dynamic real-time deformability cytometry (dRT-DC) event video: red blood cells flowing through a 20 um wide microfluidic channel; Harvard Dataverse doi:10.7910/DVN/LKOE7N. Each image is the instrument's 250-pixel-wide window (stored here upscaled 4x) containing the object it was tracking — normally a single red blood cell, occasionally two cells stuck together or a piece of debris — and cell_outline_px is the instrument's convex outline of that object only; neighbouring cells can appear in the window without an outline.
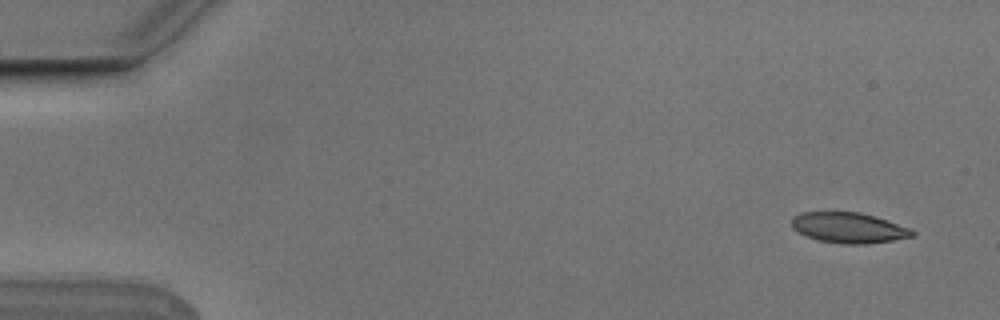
{"species": "Egyptian fruit bat (a non-hibernating species)", "species_latin": "Rousettus aegyptiacus", "temperature_condition": "cold", "stored_images_in_passage": 6, "camera_frame_rate_fps": 3000, "um_per_image_px": 0.085, "animal": {"sex": "male"}, "frame": {"image": 1, "passage_image": 1, "time_ms": 0.0, "image_size_px": [1000, 320], "cell_outline_px": [[916, 236], [868, 244], [840, 244], [820, 240], [808, 236], [792, 228], [792, 216], [800, 212], [860, 212], [876, 216], [912, 228], [916, 232]], "centroid_in_image_um": [72.2, 19.35], "position_along_channel_um": 12.8, "area_um2": 21.62}}